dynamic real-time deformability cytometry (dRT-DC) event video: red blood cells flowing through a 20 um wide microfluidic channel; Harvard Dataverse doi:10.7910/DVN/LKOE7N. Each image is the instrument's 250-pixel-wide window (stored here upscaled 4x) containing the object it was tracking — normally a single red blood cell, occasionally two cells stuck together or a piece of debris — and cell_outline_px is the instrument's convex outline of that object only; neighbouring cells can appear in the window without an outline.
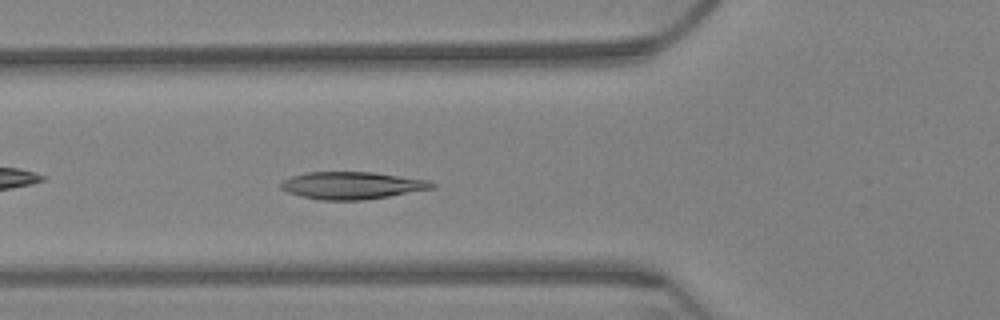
{"species": "Egyptian fruit bat (a non-hibernating species)", "species_latin": "Rousettus aegyptiacus", "temperature_condition": "warm", "stored_images_in_passage": 49, "camera_frame_rate_fps": 3000, "um_per_image_px": 0.085, "animal": {"sex": "female"}, "frame": {"image": 1, "passage_image": 8, "time_ms": 2.333, "image_size_px": [1000, 320], "cell_outline_px": [[436, 184], [432, 188], [388, 196], [360, 200], [320, 200], [300, 196], [288, 192], [280, 188], [280, 184], [284, 180], [292, 176], [308, 172], [372, 172], [428, 180]], "centroid_in_image_um": [29.88, 15.76], "position_along_channel_um": 95.9, "area_um2": 23.76}}
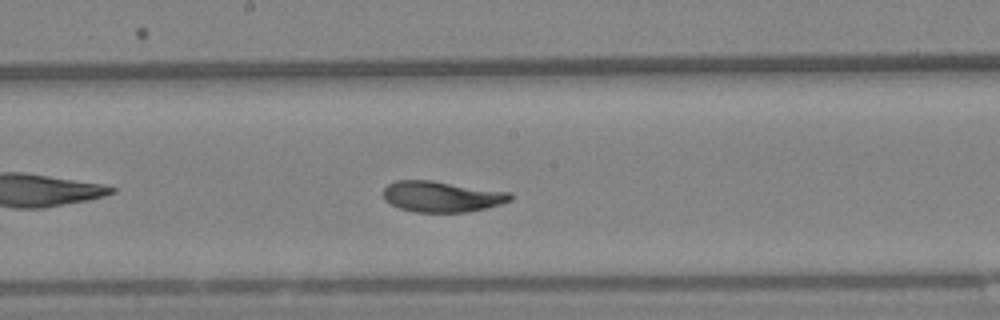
{"frame": {"image": 2, "passage_image": 19, "time_ms": 6.0, "image_size_px": [1000, 320], "cell_outline_px": [[512, 200], [500, 204], [468, 212], [412, 212], [400, 208], [384, 200], [380, 192], [388, 184], [396, 180], [432, 180], [508, 192], [512, 196]], "centroid_in_image_um": [37.48, 16.7], "position_along_channel_um": 210.7, "area_um2": 22.89}}
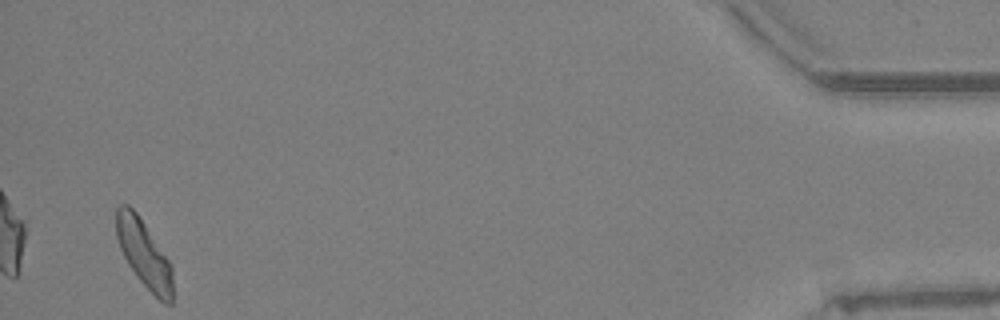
{"frame": {"image": 3, "passage_image": 47, "time_ms": 15.333, "image_size_px": [1000, 320], "cell_outline_px": [[172, 304], [164, 304], [136, 276], [128, 264], [120, 248], [116, 236], [116, 208], [120, 204], [128, 204], [136, 212], [172, 264]], "centroid_in_image_um": [12.23, 21.56], "position_along_channel_um": 423.0, "area_um2": 21.96}, "authors_computed_cell_mechanics": {"area_um2": 23.0622, "velocity_mm_per_s": 3.1421, "shape_relaxation_time_tau1_ms": 4.229, "shape_relaxation_time_tau2_ms": 1.4804, "deformation_change_tau1": 0.146, "deformation_change_tau2": 0.0589}}